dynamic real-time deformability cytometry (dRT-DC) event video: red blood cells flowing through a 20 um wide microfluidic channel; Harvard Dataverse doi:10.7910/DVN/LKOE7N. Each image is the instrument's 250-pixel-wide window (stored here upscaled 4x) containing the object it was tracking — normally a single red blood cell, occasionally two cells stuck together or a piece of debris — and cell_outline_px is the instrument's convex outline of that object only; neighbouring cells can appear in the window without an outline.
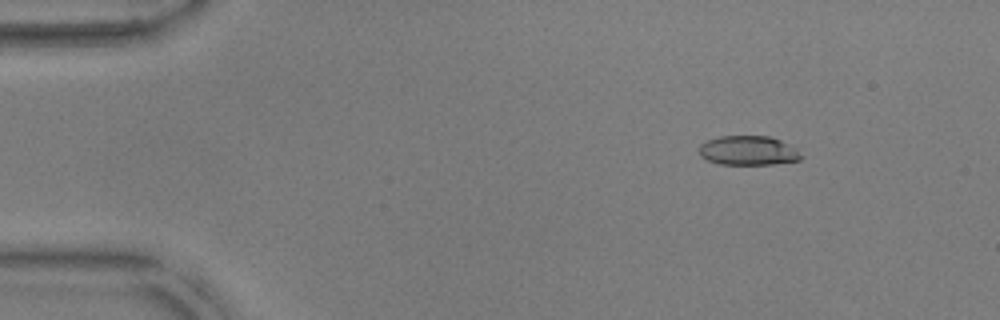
{"species": "common noctule bat (a hibernating species)", "species_latin": "Nyctalus noctula", "temperature_condition": "warm", "stored_images_in_passage": 49, "camera_frame_rate_fps": 3000, "um_per_image_px": 0.085, "animal": {"sex": "male", "body_mass_g": 17.9, "forearm_length_mm": 54.2}, "frame": {"image": 1, "passage_image": 3, "time_ms": 0.667, "image_size_px": [1000, 320], "cell_outline_px": [[804, 156], [800, 160], [772, 164], [720, 164], [708, 160], [700, 156], [700, 144], [708, 140], [720, 136], [768, 136], [780, 140], [796, 148]], "centroid_in_image_um": [63.63, 12.8], "position_along_channel_um": 21.4, "area_um2": 17.4}}
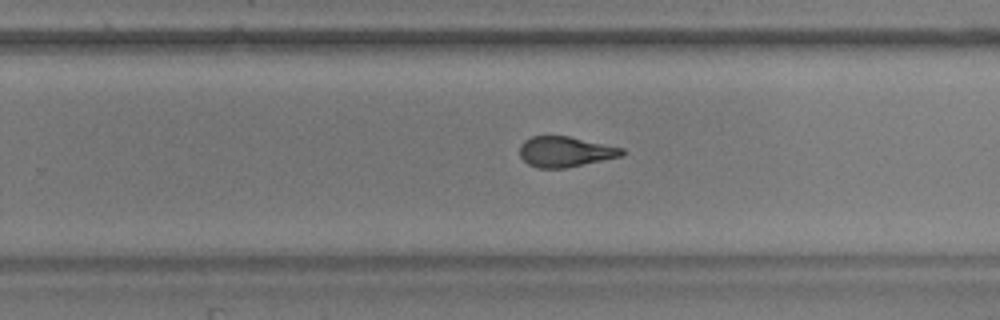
{"frame": {"image": 2, "passage_image": 30, "time_ms": 9.667, "image_size_px": [1000, 320], "cell_outline_px": [[624, 152], [620, 156], [564, 168], [536, 168], [528, 164], [520, 156], [520, 144], [524, 140], [532, 136], [568, 136], [624, 148]], "centroid_in_image_um": [48.0, 12.89], "position_along_channel_um": 281.8, "area_um2": 17.92}}
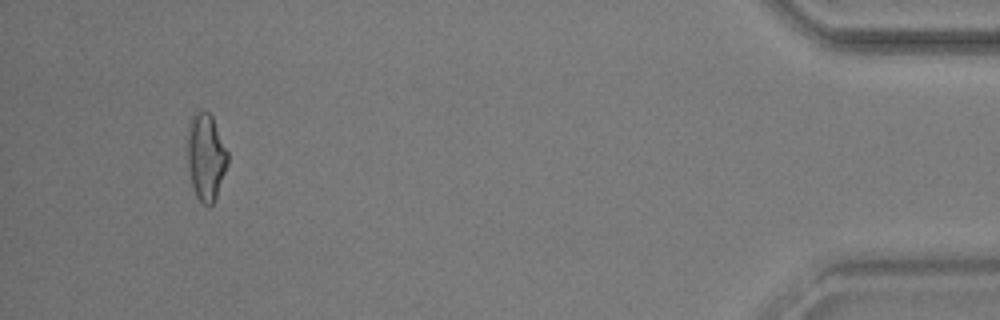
{"frame": {"image": 3, "passage_image": 46, "time_ms": 15.0, "image_size_px": [1000, 320], "cell_outline_px": [[228, 164], [216, 196], [212, 204], [208, 208], [196, 196], [192, 184], [188, 168], [188, 120], [196, 112], [208, 112], [212, 116], [228, 152]], "centroid_in_image_um": [17.5, 13.34], "position_along_channel_um": 417.7, "area_um2": 20.23}, "authors_computed_cell_mechanics": {"area_um2": 18.7272, "velocity_mm_per_s": 3.8247, "shape_relaxation_time_tau1_ms": null, "shape_relaxation_time_tau2_ms": 2.1304, "deformation_change_tau1": null, "deformation_change_tau2": 0.1075}}